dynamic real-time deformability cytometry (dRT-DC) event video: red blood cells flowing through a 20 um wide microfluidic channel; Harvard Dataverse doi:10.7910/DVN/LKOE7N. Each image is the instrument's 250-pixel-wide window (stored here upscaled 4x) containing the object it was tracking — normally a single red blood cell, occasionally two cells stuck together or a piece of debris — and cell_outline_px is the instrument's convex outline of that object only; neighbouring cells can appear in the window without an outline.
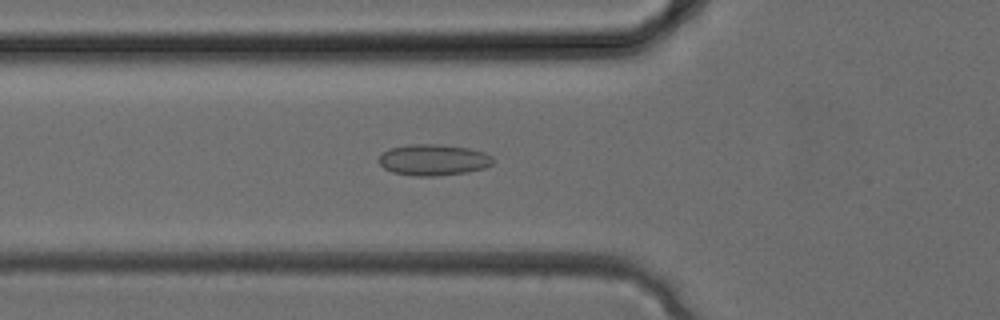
{"species": "common noctule bat (a hibernating species)", "species_latin": "Nyctalus noctula", "temperature_condition": "cold", "stored_images_in_passage": 33, "camera_frame_rate_fps": 3000, "um_per_image_px": 0.085, "animal": {"sex": "female", "body_mass_g": 24.6, "forearm_length_mm": 56.2}, "frame": {"image": 1, "passage_image": 12, "time_ms": 3.667, "image_size_px": [1000, 320], "cell_outline_px": [[492, 164], [484, 168], [468, 172], [436, 176], [416, 176], [392, 172], [384, 168], [380, 164], [380, 156], [388, 148], [408, 144], [440, 144], [468, 148], [484, 152], [492, 156]], "centroid_in_image_um": [36.83, 13.58], "position_along_channel_um": 89.0, "area_um2": 20.75}}
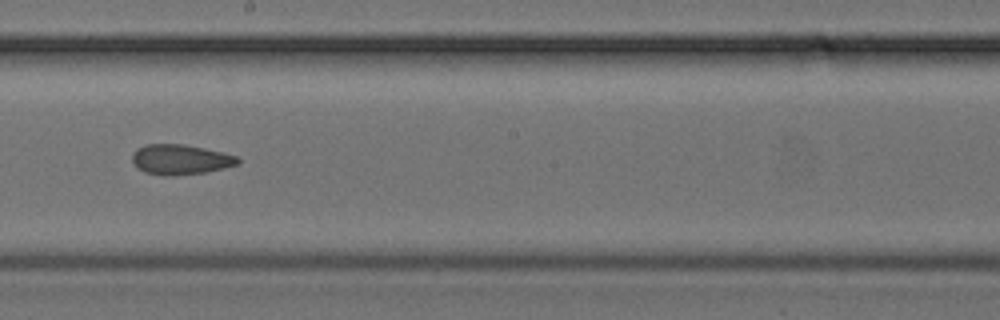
{"frame": {"image": 2, "passage_image": 19, "time_ms": 6.0, "image_size_px": [1000, 320], "cell_outline_px": [[240, 160], [236, 164], [224, 168], [204, 172], [172, 176], [164, 176], [144, 172], [136, 168], [132, 160], [132, 152], [136, 148], [144, 144], [184, 144], [224, 152], [236, 156]], "centroid_in_image_um": [15.28, 13.55], "position_along_channel_um": 232.9, "area_um2": 18.67}}
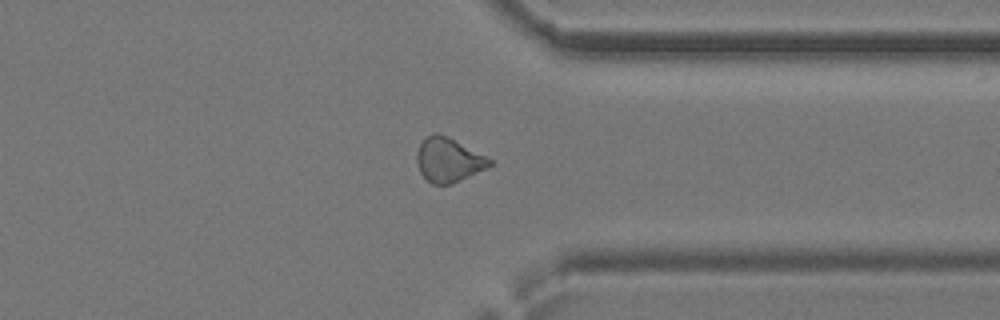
{"frame": {"image": 3, "passage_image": 26, "time_ms": 8.333, "image_size_px": [1000, 320], "cell_outline_px": [[492, 164], [488, 168], [452, 184], [432, 184], [420, 172], [416, 160], [416, 152], [424, 136], [436, 132], [492, 160]], "centroid_in_image_um": [38.08, 13.61], "position_along_channel_um": 373.3, "area_um2": 18.38}}